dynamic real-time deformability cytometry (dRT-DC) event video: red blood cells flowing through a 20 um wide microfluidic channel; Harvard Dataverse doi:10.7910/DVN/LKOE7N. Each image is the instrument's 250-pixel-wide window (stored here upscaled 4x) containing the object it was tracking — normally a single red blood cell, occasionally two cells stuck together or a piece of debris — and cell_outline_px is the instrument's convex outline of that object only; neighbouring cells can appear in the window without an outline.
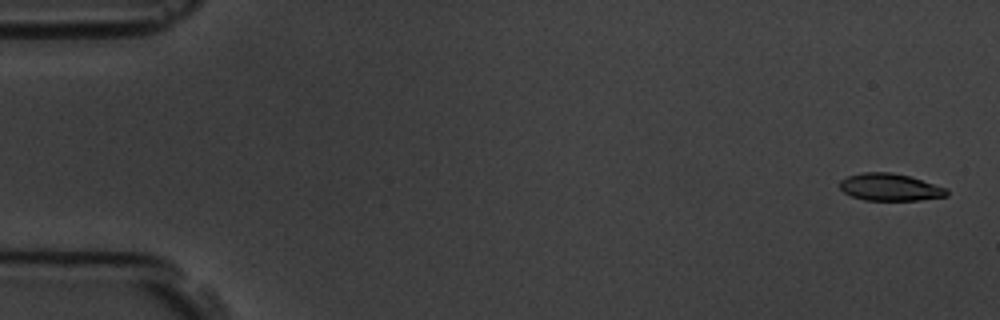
{"species": "common noctule bat (a hibernating species)", "species_latin": "Nyctalus noctula", "temperature_condition": "room temperature", "stored_images_in_passage": 7, "camera_frame_rate_fps": 3000, "um_per_image_px": 0.085, "animal": {"sex": "male", "body_mass_g": 19.5, "forearm_length_mm": 54.6}, "frame": {"image": 1, "passage_image": 1, "time_ms": 0.0, "image_size_px": [1000, 320], "cell_outline_px": [[948, 196], [920, 200], [864, 200], [852, 196], [844, 192], [840, 188], [840, 180], [848, 176], [860, 172], [892, 172], [908, 176], [948, 188]], "centroid_in_image_um": [75.65, 15.91], "position_along_channel_um": 9.3, "area_um2": 16.99}}
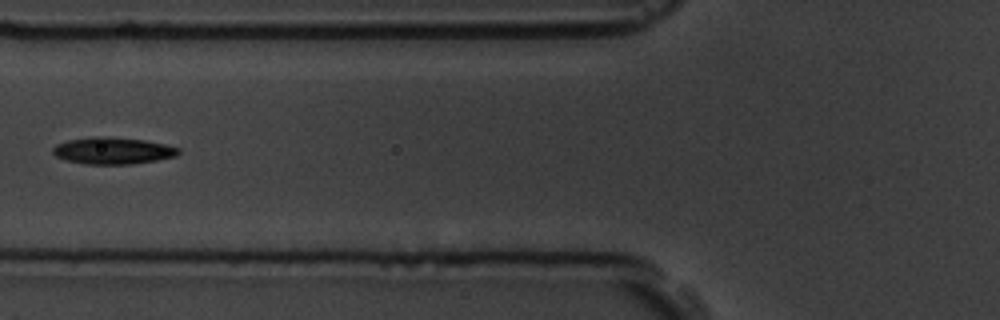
{"frame": {"image": 2, "passage_image": 6, "time_ms": 6.667, "image_size_px": [1000, 320], "cell_outline_px": [[180, 152], [176, 156], [156, 160], [132, 164], [84, 164], [68, 160], [56, 156], [52, 152], [52, 148], [56, 144], [68, 140], [92, 136], [104, 136], [144, 140], [164, 144], [180, 148]], "centroid_in_image_um": [9.58, 12.8], "position_along_channel_um": 116.2, "area_um2": 19.59}}
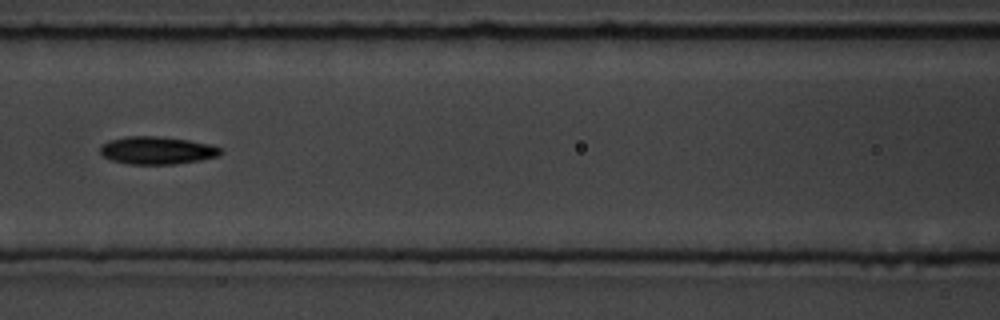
{"frame": {"image": 3, "passage_image": 7, "time_ms": 7.667, "image_size_px": [1000, 320], "cell_outline_px": [[224, 152], [220, 156], [200, 160], [176, 164], [128, 164], [112, 160], [104, 156], [100, 152], [100, 148], [108, 140], [128, 136], [160, 136], [188, 140], [212, 144], [220, 148]], "centroid_in_image_um": [13.39, 12.78], "position_along_channel_um": 153.2, "area_um2": 19.54}}